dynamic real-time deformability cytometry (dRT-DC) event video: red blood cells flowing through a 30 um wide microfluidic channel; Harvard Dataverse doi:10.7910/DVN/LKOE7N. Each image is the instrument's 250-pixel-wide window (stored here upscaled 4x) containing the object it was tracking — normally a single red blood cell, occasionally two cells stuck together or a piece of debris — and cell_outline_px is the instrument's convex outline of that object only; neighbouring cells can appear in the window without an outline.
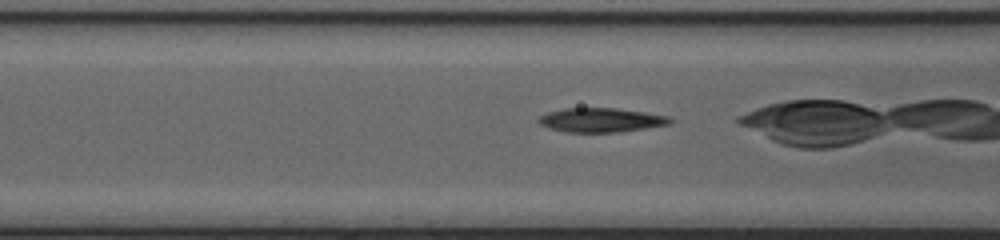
{"species": "common noctule bat (a hibernating species)", "species_latin": "Nyctalus noctula", "temperature_condition": "cold", "stored_images_in_passage": 37, "camera_frame_rate_fps": 3000, "um_per_image_px": 0.085, "animal": {"sex": "female", "body_mass_g": 20.0, "forearm_length_mm": 54.0}, "frame": {"image": 1, "passage_image": 18, "time_ms": 5.667, "image_size_px": [1000, 240], "cell_outline_px": [[676, 120], [672, 124], [620, 132], [564, 132], [548, 128], [540, 124], [536, 120], [540, 116], [548, 112], [564, 108], [616, 108], [644, 112], [668, 116]], "centroid_in_image_um": [51.11, 10.21], "position_along_channel_um": 115.5, "area_um2": 18.73}}
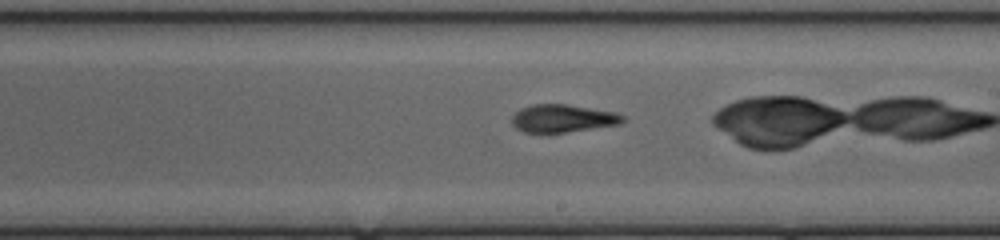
{"frame": {"image": 2, "passage_image": 27, "time_ms": 8.667, "image_size_px": [1000, 240], "cell_outline_px": [[624, 120], [620, 124], [564, 132], [524, 132], [516, 128], [512, 124], [512, 116], [520, 108], [532, 104], [568, 104], [616, 112], [624, 116]], "centroid_in_image_um": [47.82, 10.05], "position_along_channel_um": 241.2, "area_um2": 17.86}}